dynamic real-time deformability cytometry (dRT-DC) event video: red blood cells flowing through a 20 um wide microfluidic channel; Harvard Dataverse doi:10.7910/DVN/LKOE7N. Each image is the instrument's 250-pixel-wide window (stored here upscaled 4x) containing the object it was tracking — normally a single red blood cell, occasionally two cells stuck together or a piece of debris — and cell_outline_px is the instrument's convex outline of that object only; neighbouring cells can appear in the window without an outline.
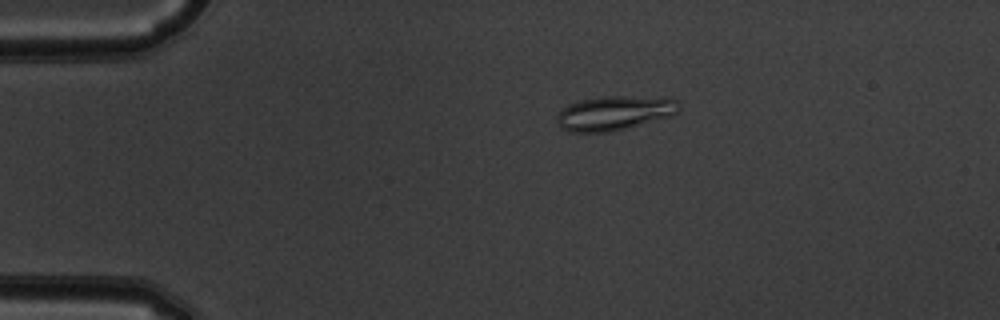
{"species": "common noctule bat (a hibernating species)", "species_latin": "Nyctalus noctula", "temperature_condition": "warm", "stored_images_in_passage": 53, "camera_frame_rate_fps": 3000, "um_per_image_px": 0.085, "animal": {"sex": "male", "body_mass_g": 19.5, "forearm_length_mm": 54.6}, "frame": {"image": 1, "passage_image": 11, "time_ms": 3.333, "image_size_px": [1000, 320], "cell_outline_px": [[680, 108], [672, 116], [612, 132], [568, 132], [560, 128], [556, 120], [556, 116], [568, 104], [580, 100], [600, 96], [672, 96], [680, 104]], "centroid_in_image_um": [52.27, 9.59], "position_along_channel_um": 32.7, "area_um2": 25.03}}
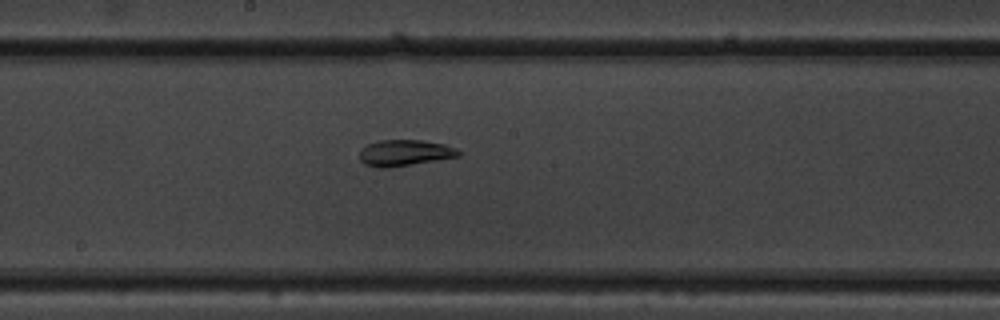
{"frame": {"image": 2, "passage_image": 29, "time_ms": 9.333, "image_size_px": [1000, 320], "cell_outline_px": [[460, 156], [388, 168], [376, 168], [364, 164], [360, 160], [360, 148], [368, 144], [380, 140], [420, 140], [444, 144], [456, 148], [460, 152]], "centroid_in_image_um": [34.36, 13.0], "position_along_channel_um": 213.8, "area_um2": 15.09}}
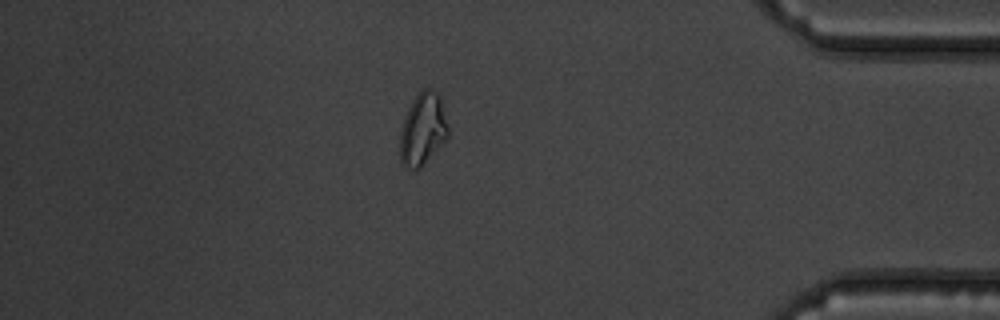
{"frame": {"image": 3, "passage_image": 46, "time_ms": 15.0, "image_size_px": [1000, 320], "cell_outline_px": [[448, 136], [420, 168], [404, 168], [400, 164], [400, 132], [404, 116], [412, 100], [424, 88], [432, 88], [440, 96], [448, 128]], "centroid_in_image_um": [35.91, 10.98], "position_along_channel_um": 399.3, "area_um2": 20.11}, "authors_computed_cell_mechanics": {"area_um2": 19.3052, "velocity_mm_per_s": 3.8462, "shape_relaxation_time_tau1_ms": 7.9442, "shape_relaxation_time_tau2_ms": 0.9332, "deformation_change_tau1": 0.247, "deformation_change_tau2": 0.0798}}